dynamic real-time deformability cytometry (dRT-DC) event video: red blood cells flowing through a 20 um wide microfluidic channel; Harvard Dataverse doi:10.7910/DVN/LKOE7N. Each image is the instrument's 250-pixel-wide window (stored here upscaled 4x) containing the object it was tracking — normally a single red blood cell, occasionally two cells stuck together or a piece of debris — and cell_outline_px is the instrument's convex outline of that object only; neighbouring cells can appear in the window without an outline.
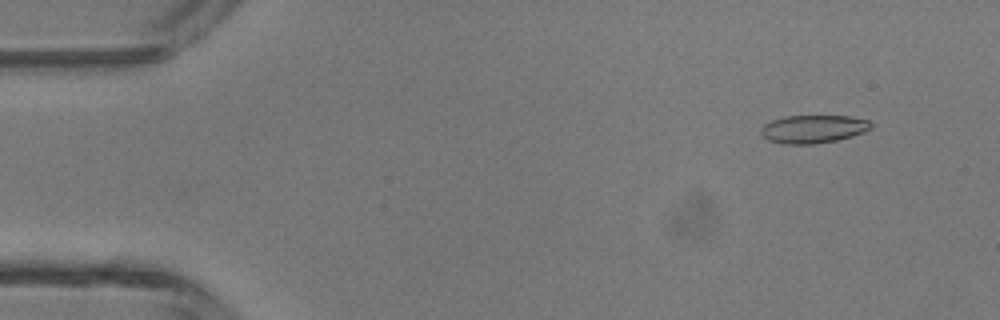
{"species": "common noctule bat (a hibernating species)", "species_latin": "Nyctalus noctula", "temperature_condition": "room temperature", "stored_images_in_passage": 37, "camera_frame_rate_fps": 3000, "um_per_image_px": 0.085, "animal": {"sex": "male", "body_mass_g": 13.3}, "frame": {"image": 1, "passage_image": 4, "time_ms": 1.0, "image_size_px": [1000, 320], "cell_outline_px": [[872, 128], [864, 132], [852, 136], [836, 140], [812, 144], [784, 144], [768, 140], [760, 136], [760, 128], [764, 124], [772, 120], [784, 116], [848, 116], [868, 120], [872, 124]], "centroid_in_image_um": [69.09, 10.97], "position_along_channel_um": 15.9, "area_um2": 18.09}}
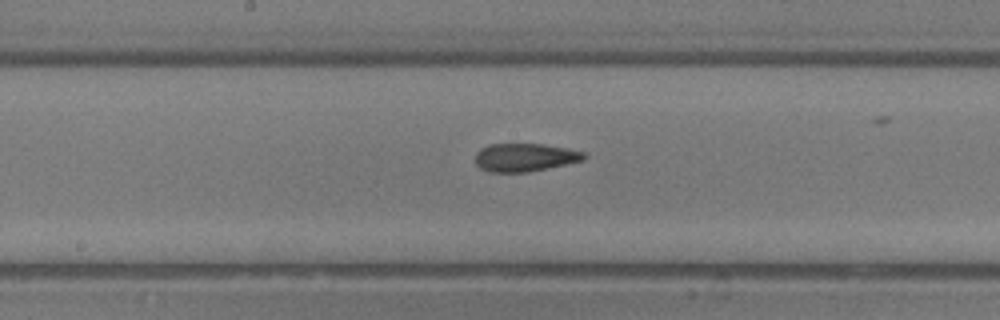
{"frame": {"image": 2, "passage_image": 24, "time_ms": 7.667, "image_size_px": [1000, 320], "cell_outline_px": [[588, 156], [584, 160], [548, 168], [528, 172], [488, 172], [480, 168], [476, 164], [476, 152], [480, 148], [488, 144], [544, 144], [568, 148], [584, 152]], "centroid_in_image_um": [44.62, 13.37], "position_along_channel_um": 203.6, "area_um2": 17.98}}
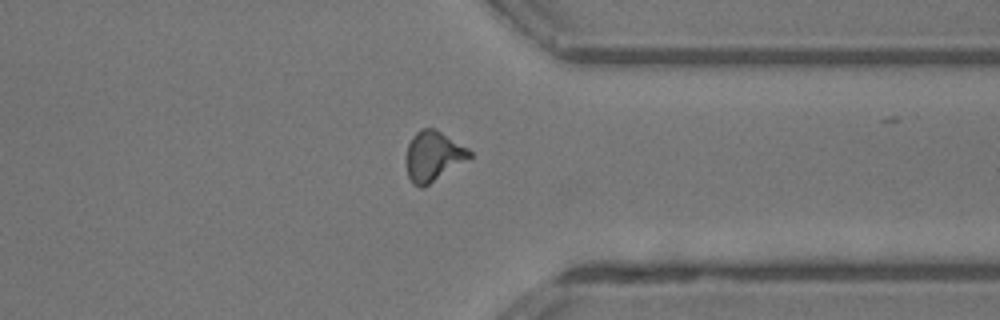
{"frame": {"image": 3, "passage_image": 36, "time_ms": 11.667, "image_size_px": [1000, 320], "cell_outline_px": [[472, 156], [424, 188], [420, 188], [412, 184], [408, 176], [408, 144], [412, 136], [420, 128], [432, 128], [440, 132], [468, 148], [472, 152]], "centroid_in_image_um": [36.82, 13.29], "position_along_channel_um": 374.6, "area_um2": 18.09}}